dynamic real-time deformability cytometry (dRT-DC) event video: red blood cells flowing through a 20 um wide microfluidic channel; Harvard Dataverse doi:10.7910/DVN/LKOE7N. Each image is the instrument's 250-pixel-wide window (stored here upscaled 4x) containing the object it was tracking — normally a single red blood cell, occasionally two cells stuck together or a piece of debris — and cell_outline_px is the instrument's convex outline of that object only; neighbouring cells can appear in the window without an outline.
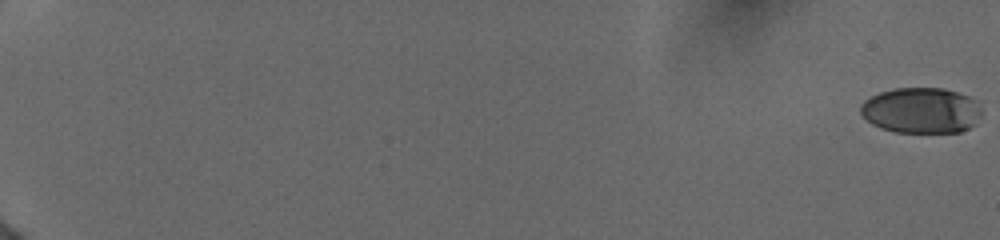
{"species": "human", "species_latin": "Homo sapiens", "temperature_condition": "cold", "stored_images_in_passage": 60, "camera_frame_rate_fps": 3000, "um_per_image_px": 0.085, "donor": {"sex": "female"}, "frame": {"image": 1, "passage_image": 1, "time_ms": 0.0, "image_size_px": [1000, 240], "cell_outline_px": [[980, 112], [976, 124], [960, 132], [896, 132], [880, 128], [872, 124], [860, 112], [860, 104], [864, 100], [880, 92], [896, 88], [944, 88], [968, 96], [976, 100], [980, 108]], "centroid_in_image_um": [78.29, 9.38], "position_along_channel_um": 6.7, "area_um2": 32.19}}
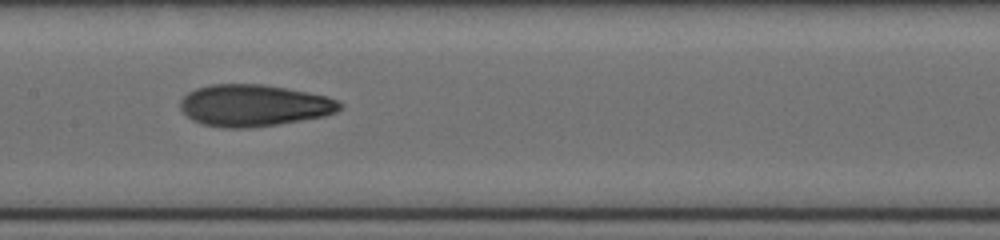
{"frame": {"image": 2, "passage_image": 37, "time_ms": 10.667, "image_size_px": [1000, 240], "cell_outline_px": [[344, 104], [336, 112], [324, 116], [280, 124], [248, 128], [220, 128], [204, 124], [192, 120], [180, 108], [180, 100], [188, 92], [196, 88], [212, 84], [260, 84], [308, 92], [328, 96]], "centroid_in_image_um": [21.58, 8.97], "position_along_channel_um": 185.8, "area_um2": 38.84}}
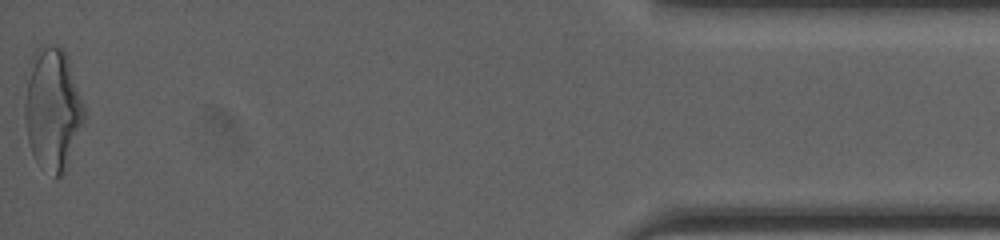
{"frame": {"image": 3, "passage_image": 59, "time_ms": 18.667, "image_size_px": [1000, 240], "cell_outline_px": [[84, 120], [64, 172], [60, 176], [56, 176], [36, 160], [32, 152], [28, 140], [24, 116], [24, 72], [36, 48], [40, 44], [44, 44], [60, 48], [68, 56], [84, 104]], "centroid_in_image_um": [4.42, 9.15], "position_along_channel_um": 430.8, "area_um2": 42.54}, "authors_computed_cell_mechanics": {"area_um2": 36.7319, "velocity_mm_per_s": 3.9344, "shape_relaxation_time_tau1_ms": 4.9742, "shape_relaxation_time_tau2_ms": 1.871, "deformation_change_tau1": 0.1869, "deformation_change_tau2": 0.092}}